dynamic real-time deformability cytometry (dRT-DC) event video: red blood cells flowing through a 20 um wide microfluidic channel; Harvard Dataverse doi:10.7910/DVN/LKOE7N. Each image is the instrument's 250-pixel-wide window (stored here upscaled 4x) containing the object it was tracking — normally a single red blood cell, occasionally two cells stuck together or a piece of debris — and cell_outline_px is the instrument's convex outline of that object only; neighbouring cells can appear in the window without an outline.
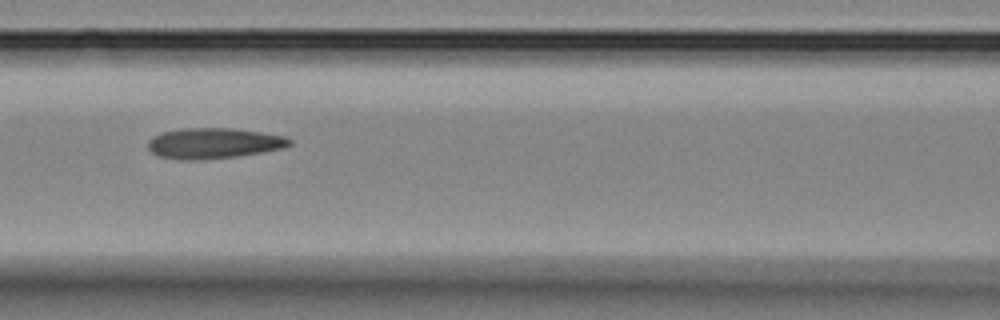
{"species": "Egyptian fruit bat (a non-hibernating species)", "species_latin": "Rousettus aegyptiacus", "temperature_condition": "room temperature", "stored_images_in_passage": 14, "camera_frame_rate_fps": 3000, "um_per_image_px": 0.085, "animal": {"sex": "female"}, "frame": {"image": 1, "passage_image": 7, "time_ms": 7.667, "image_size_px": [1000, 320], "cell_outline_px": [[292, 144], [284, 148], [236, 156], [204, 160], [180, 160], [156, 156], [148, 148], [148, 140], [152, 136], [164, 132], [180, 128], [232, 128], [260, 132], [284, 136], [292, 140]], "centroid_in_image_um": [18.13, 12.18], "position_along_channel_um": 148.5, "area_um2": 25.37}}
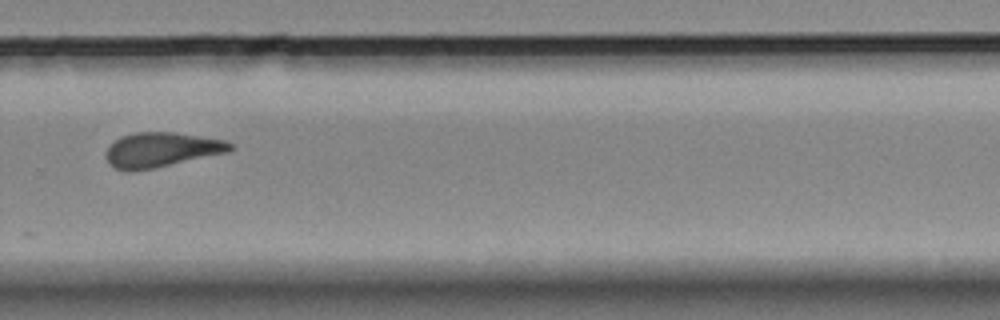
{"frame": {"image": 2, "passage_image": 11, "time_ms": 12.333, "image_size_px": [1000, 320], "cell_outline_px": [[236, 148], [228, 152], [152, 168], [132, 172], [124, 172], [108, 164], [104, 156], [108, 148], [120, 136], [136, 132], [172, 132], [224, 140], [236, 144]], "centroid_in_image_um": [13.7, 12.74], "position_along_channel_um": 316.1, "area_um2": 25.14}}
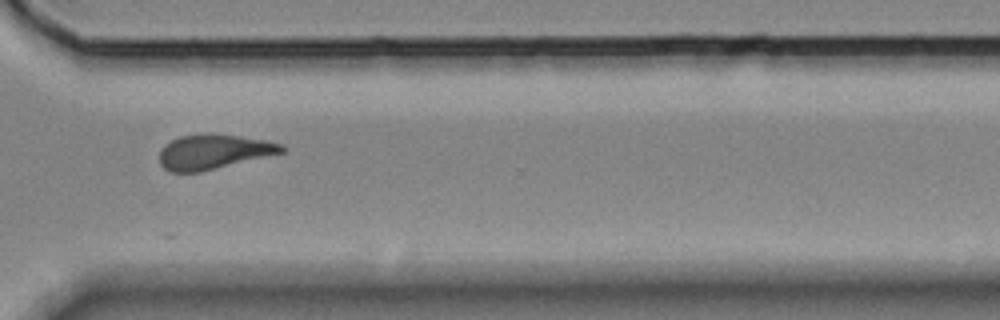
{"frame": {"image": 3, "passage_image": 12, "time_ms": 13.333, "image_size_px": [1000, 320], "cell_outline_px": [[288, 148], [284, 152], [200, 172], [172, 172], [164, 168], [160, 164], [160, 148], [164, 144], [180, 136], [236, 136], [268, 140], [284, 144]], "centroid_in_image_um": [18.18, 12.93], "position_along_channel_um": 352.4, "area_um2": 24.1}, "authors_computed_cell_mechanics": {"area_um2": 23.5246, "velocity_mm_per_s": 3.5919, "shape_relaxation_time_tau1_ms": 5.1384, "shape_relaxation_time_tau2_ms": 5.3189, "deformation_change_tau1": 0.1633, "deformation_change_tau2": 0.1603}}